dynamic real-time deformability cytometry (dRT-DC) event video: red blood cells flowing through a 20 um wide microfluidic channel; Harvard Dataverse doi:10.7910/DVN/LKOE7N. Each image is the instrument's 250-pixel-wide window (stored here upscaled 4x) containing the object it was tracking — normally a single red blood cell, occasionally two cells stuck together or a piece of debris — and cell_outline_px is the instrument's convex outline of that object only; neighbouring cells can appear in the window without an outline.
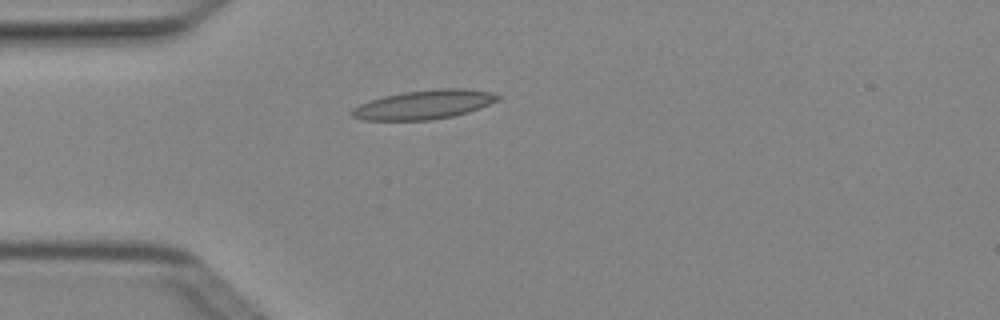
{"species": "Egyptian fruit bat (a non-hibernating species)", "species_latin": "Rousettus aegyptiacus", "temperature_condition": "cold", "stored_images_in_passage": 3, "camera_frame_rate_fps": 3000, "um_per_image_px": 0.085, "animal": {"sex": "female"}, "frame": {"image": 1, "passage_image": 3, "time_ms": 0.667, "image_size_px": [1000, 320], "cell_outline_px": [[500, 100], [480, 108], [468, 112], [452, 116], [432, 120], [364, 120], [352, 116], [348, 112], [352, 108], [368, 100], [384, 96], [404, 92], [436, 88], [464, 88], [488, 92], [500, 96]], "centroid_in_image_um": [36.01, 8.89], "position_along_channel_um": 49.0, "area_um2": 24.8}}